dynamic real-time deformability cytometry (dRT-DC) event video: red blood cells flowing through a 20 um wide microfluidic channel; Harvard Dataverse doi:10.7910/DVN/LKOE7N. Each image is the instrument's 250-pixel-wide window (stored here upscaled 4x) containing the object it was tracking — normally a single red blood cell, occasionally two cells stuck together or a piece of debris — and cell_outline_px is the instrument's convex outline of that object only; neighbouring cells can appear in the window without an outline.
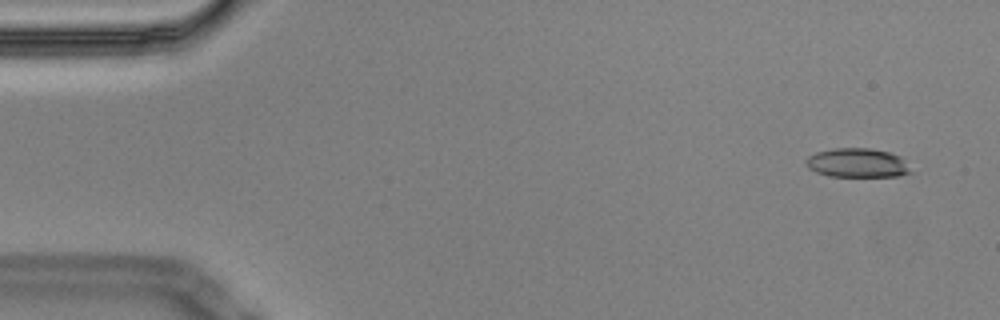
{"species": "Egyptian fruit bat (a non-hibernating species)", "species_latin": "Rousettus aegyptiacus", "temperature_condition": "cold", "stored_images_in_passage": 7, "camera_frame_rate_fps": 3000, "um_per_image_px": 0.085, "animal": {"sex": "male"}, "frame": {"image": 1, "passage_image": 1, "time_ms": 0.0, "image_size_px": [1000, 320], "cell_outline_px": [[912, 172], [900, 176], [828, 176], [816, 172], [808, 168], [804, 160], [808, 156], [816, 152], [832, 148], [868, 148], [888, 152], [900, 156]], "centroid_in_image_um": [72.82, 13.84], "position_along_channel_um": 12.2, "area_um2": 17.74}}
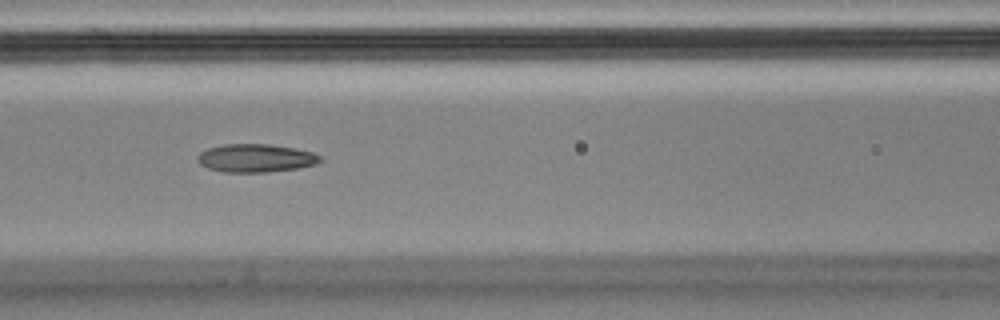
{"frame": {"image": 2, "passage_image": 6, "time_ms": 1.667, "image_size_px": [1000, 320], "cell_outline_px": [[320, 160], [316, 164], [300, 168], [268, 172], [224, 172], [208, 168], [200, 164], [196, 160], [196, 156], [200, 152], [208, 148], [224, 144], [268, 144], [296, 148], [312, 152], [320, 156]], "centroid_in_image_um": [21.71, 13.44], "position_along_channel_um": 144.9, "area_um2": 20.23}}
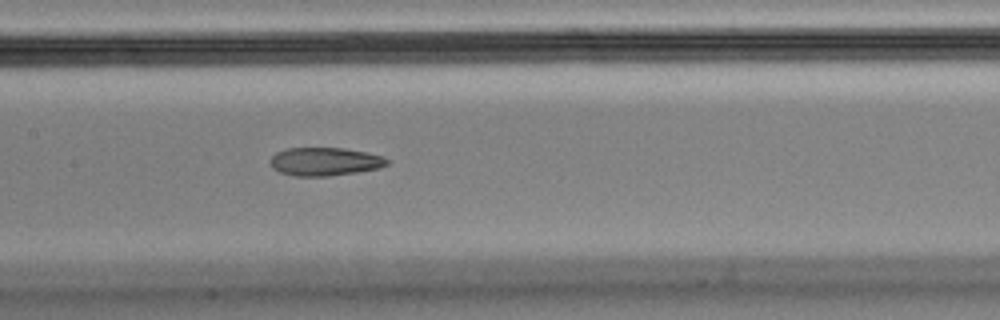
{"frame": {"image": 3, "passage_image": 7, "time_ms": 2.0, "image_size_px": [1000, 320], "cell_outline_px": [[392, 160], [388, 164], [380, 168], [356, 172], [328, 176], [292, 176], [280, 172], [272, 168], [272, 156], [276, 152], [288, 148], [344, 148], [368, 152], [384, 156]], "centroid_in_image_um": [27.67, 13.73], "position_along_channel_um": 179.7, "area_um2": 19.36}}